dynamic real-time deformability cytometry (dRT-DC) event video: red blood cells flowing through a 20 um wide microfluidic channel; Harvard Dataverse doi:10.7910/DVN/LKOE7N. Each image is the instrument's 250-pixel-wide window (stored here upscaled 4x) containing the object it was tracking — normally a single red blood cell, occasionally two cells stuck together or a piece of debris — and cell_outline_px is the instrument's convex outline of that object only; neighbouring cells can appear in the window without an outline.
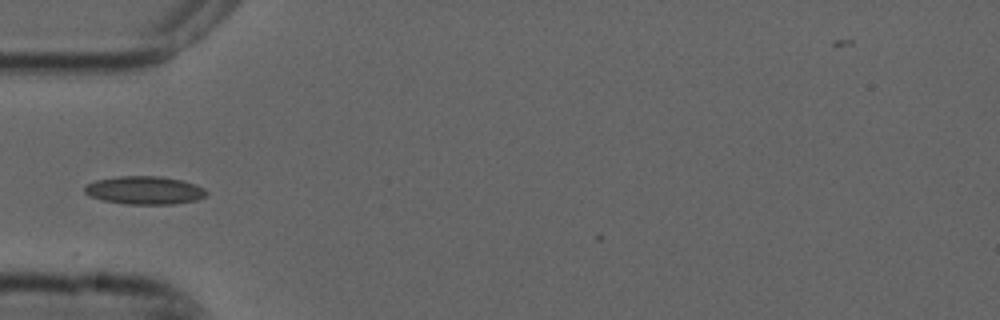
{"species": "common noctule bat (a hibernating species)", "species_latin": "Nyctalus noctula", "temperature_condition": "cold", "stored_images_in_passage": 5, "camera_frame_rate_fps": 3000, "um_per_image_px": 0.085, "animal": {"sex": "male", "forearm_length_mm": 52.5}, "frame": {"image": 1, "passage_image": 5, "time_ms": 1.333, "image_size_px": [1000, 320], "cell_outline_px": [[208, 192], [204, 196], [196, 200], [172, 204], [128, 204], [104, 200], [92, 196], [84, 192], [84, 188], [88, 184], [96, 180], [120, 176], [160, 176], [184, 180], [196, 184], [204, 188]], "centroid_in_image_um": [12.33, 16.16], "position_along_channel_um": 72.7, "area_um2": 19.83}}